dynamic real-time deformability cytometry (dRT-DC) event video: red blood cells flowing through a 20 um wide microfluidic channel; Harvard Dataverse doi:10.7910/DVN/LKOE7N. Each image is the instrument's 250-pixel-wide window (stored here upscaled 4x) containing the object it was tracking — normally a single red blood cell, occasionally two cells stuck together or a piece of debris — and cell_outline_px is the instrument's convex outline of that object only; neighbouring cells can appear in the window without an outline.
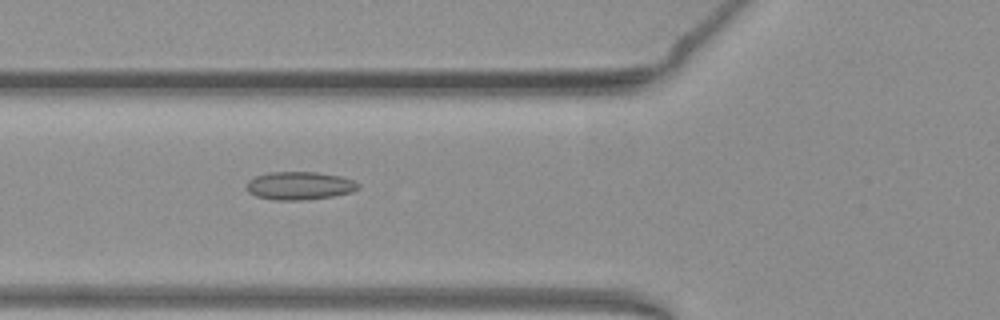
{"species": "common noctule bat (a hibernating species)", "species_latin": "Nyctalus noctula", "temperature_condition": "warm", "stored_images_in_passage": 41, "camera_frame_rate_fps": 3000, "um_per_image_px": 0.085, "animal": {"sex": "female", "body_mass_g": 19.3, "forearm_length_mm": 54.1}, "frame": {"image": 1, "passage_image": 8, "time_ms": 2.333, "image_size_px": [1000, 320], "cell_outline_px": [[360, 188], [352, 192], [332, 196], [308, 200], [272, 200], [256, 196], [248, 192], [244, 188], [244, 184], [248, 180], [256, 176], [268, 172], [316, 172], [340, 176], [352, 180], [360, 184]], "centroid_in_image_um": [25.42, 15.79], "position_along_channel_um": 100.4, "area_um2": 18.55}}
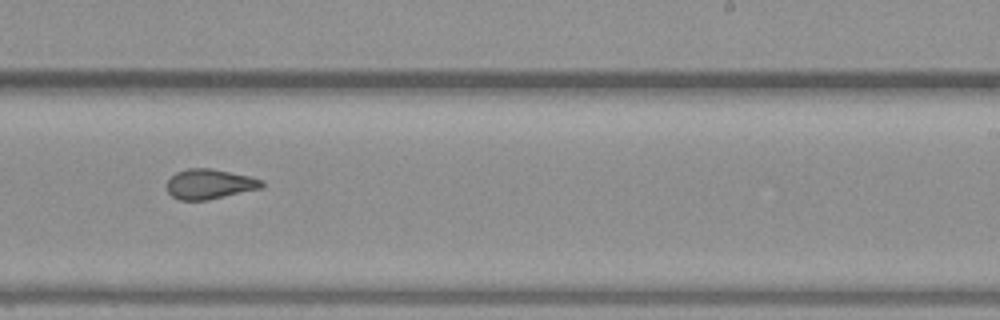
{"frame": {"image": 2, "passage_image": 21, "time_ms": 6.667, "image_size_px": [1000, 320], "cell_outline_px": [[264, 184], [260, 188], [208, 200], [180, 200], [172, 196], [168, 192], [164, 184], [176, 172], [188, 168], [212, 168], [248, 176], [264, 180]], "centroid_in_image_um": [17.77, 15.64], "position_along_channel_um": 271.2, "area_um2": 16.59}}
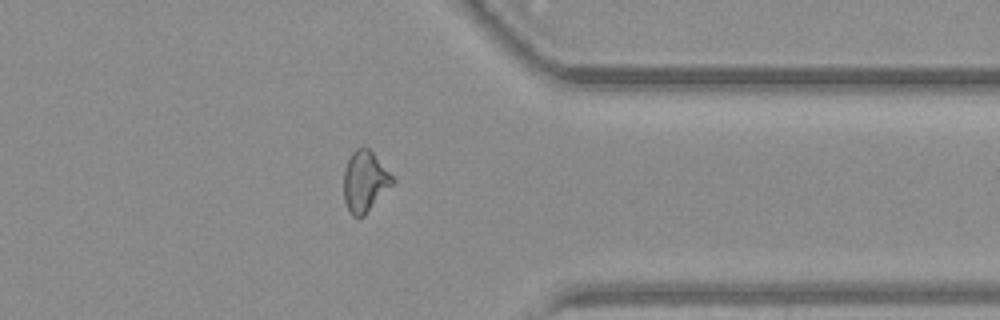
{"frame": {"image": 3, "passage_image": 30, "time_ms": 9.667, "image_size_px": [1000, 320], "cell_outline_px": [[396, 180], [364, 216], [352, 216], [348, 212], [344, 200], [344, 168], [352, 152], [356, 148], [368, 148], [372, 152]], "centroid_in_image_um": [30.99, 15.44], "position_along_channel_um": 380.4, "area_um2": 17.11}, "authors_computed_cell_mechanics": {"area_um2": 17.1088, "velocity_mm_per_s": 3.9367, "shape_relaxation_time_tau1_ms": null, "shape_relaxation_time_tau2_ms": 1.7161, "deformation_change_tau1": null, "deformation_change_tau2": 0.0869}}